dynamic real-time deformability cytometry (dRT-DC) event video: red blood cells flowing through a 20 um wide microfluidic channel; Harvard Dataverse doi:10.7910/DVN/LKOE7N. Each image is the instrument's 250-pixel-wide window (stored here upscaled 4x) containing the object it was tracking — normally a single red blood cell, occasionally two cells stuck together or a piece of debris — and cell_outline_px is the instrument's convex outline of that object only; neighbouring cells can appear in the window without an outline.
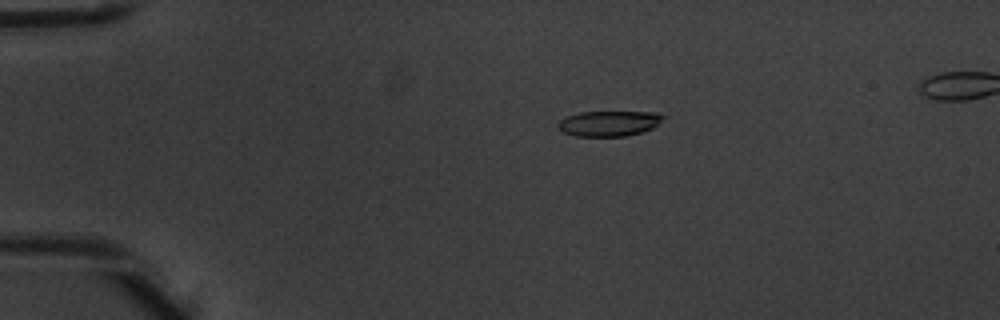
{"species": "common noctule bat (a hibernating species)", "species_latin": "Nyctalus noctula", "temperature_condition": "warm", "stored_images_in_passage": 4, "camera_frame_rate_fps": 3000, "um_per_image_px": 0.085, "animal": {"sex": "male", "body_mass_g": 20.1, "forearm_length_mm": 53.5}, "frame": {"image": 1, "passage_image": 2, "time_ms": 0.333, "image_size_px": [1000, 320], "cell_outline_px": [[668, 116], [652, 128], [640, 132], [624, 136], [576, 136], [564, 132], [556, 124], [560, 120], [568, 116], [580, 112], [656, 112]], "centroid_in_image_um": [51.8, 10.48], "position_along_channel_um": 33.2, "area_um2": 15.43}}